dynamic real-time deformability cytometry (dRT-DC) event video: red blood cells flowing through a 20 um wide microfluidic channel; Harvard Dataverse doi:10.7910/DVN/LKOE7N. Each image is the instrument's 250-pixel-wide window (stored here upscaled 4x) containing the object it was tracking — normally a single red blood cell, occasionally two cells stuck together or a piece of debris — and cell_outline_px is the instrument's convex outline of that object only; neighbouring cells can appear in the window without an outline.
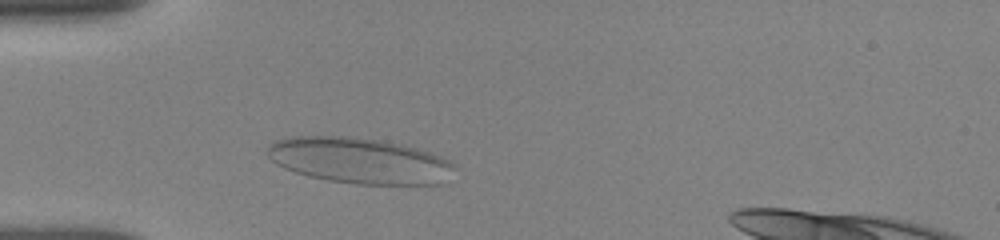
{"species": "human", "species_latin": "Homo sapiens", "temperature_condition": "room temperature", "stored_images_in_passage": 25, "camera_frame_rate_fps": 3000, "um_per_image_px": 0.085, "donor": {"sex": "female"}, "frame": {"image": 1, "passage_image": 6, "time_ms": 1.667, "image_size_px": [1000, 240], "cell_outline_px": [[452, 168], [440, 184], [356, 184], [328, 180], [308, 176], [284, 168], [276, 164], [264, 152], [268, 144], [272, 140], [288, 136], [348, 136], [384, 140], [416, 148], [440, 156], [448, 160], [452, 164]], "centroid_in_image_um": [30.42, 13.63], "position_along_channel_um": 54.6, "area_um2": 49.94}}
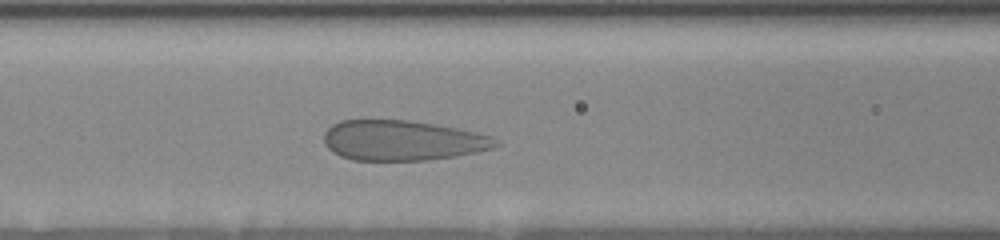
{"frame": {"image": 2, "passage_image": 16, "time_ms": 4.0, "image_size_px": [1000, 240], "cell_outline_px": [[500, 144], [492, 148], [476, 152], [428, 160], [352, 160], [340, 156], [332, 152], [324, 144], [324, 132], [332, 124], [340, 120], [408, 120], [436, 124], [456, 128], [492, 136], [500, 140]], "centroid_in_image_um": [34.18, 11.93], "position_along_channel_um": 132.4, "area_um2": 40.29}}
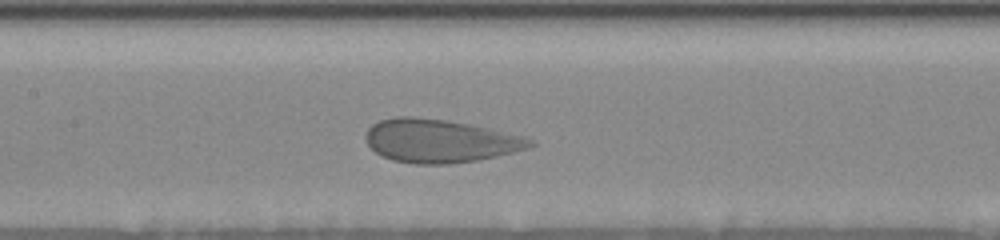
{"frame": {"image": 3, "passage_image": 22, "time_ms": 5.0, "image_size_px": [1000, 240], "cell_outline_px": [[536, 144], [528, 148], [496, 156], [476, 160], [448, 164], [412, 164], [392, 160], [380, 156], [368, 144], [364, 136], [368, 128], [372, 124], [380, 120], [396, 116], [408, 116], [448, 120], [528, 136], [536, 140]], "centroid_in_image_um": [37.4, 11.97], "position_along_channel_um": 170.0, "area_um2": 41.73}}